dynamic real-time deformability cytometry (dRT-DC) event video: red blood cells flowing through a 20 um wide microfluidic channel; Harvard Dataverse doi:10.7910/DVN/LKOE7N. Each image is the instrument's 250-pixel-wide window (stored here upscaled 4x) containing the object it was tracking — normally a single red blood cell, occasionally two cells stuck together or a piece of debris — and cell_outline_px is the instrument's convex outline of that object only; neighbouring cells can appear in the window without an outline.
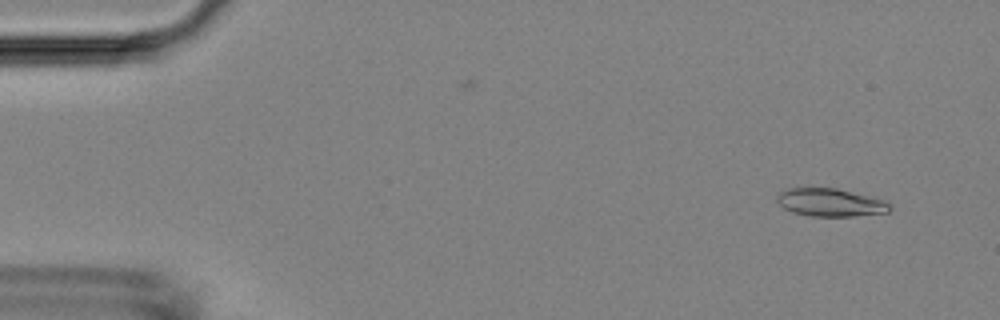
{"species": "Egyptian fruit bat (a non-hibernating species)", "species_latin": "Rousettus aegyptiacus", "temperature_condition": "room temperature", "stored_images_in_passage": 5, "segment_of_instrument_passage": [2, 2], "camera_frame_rate_fps": 3000, "um_per_image_px": 0.085, "animal": {"sex": "female"}, "frame": {"image": 1, "passage_image": 5, "time_ms": 1.333, "image_size_px": [1000, 320], "cell_outline_px": [[892, 208], [888, 212], [852, 216], [808, 216], [792, 212], [784, 208], [776, 200], [776, 196], [780, 192], [788, 188], [836, 188], [884, 200], [892, 204]], "centroid_in_image_um": [70.57, 17.21], "position_along_channel_um": 14.4, "area_um2": 18.32}}